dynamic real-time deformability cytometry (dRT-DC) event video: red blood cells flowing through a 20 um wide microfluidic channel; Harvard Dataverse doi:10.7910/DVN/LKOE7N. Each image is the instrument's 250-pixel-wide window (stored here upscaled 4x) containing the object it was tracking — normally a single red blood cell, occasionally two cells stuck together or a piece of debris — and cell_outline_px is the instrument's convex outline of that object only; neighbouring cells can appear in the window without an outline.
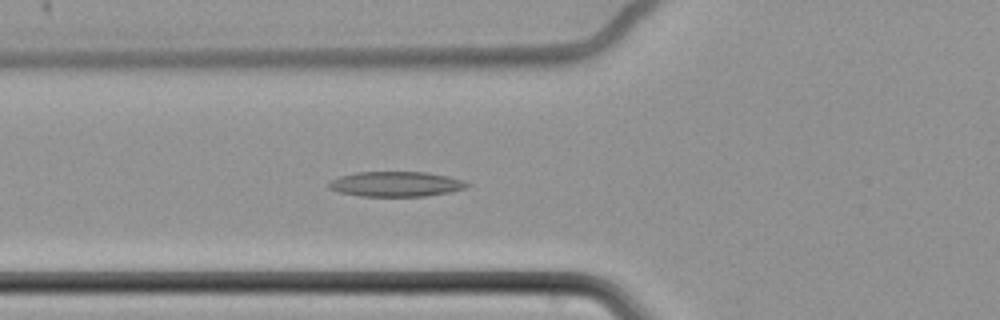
{"species": "common noctule bat (a hibernating species)", "species_latin": "Nyctalus noctula", "temperature_condition": "cold", "stored_images_in_passage": 45, "camera_frame_rate_fps": 3000, "um_per_image_px": 0.085, "animal": {"sex": "female", "body_mass_g": 22.7, "forearm_length_mm": 54.2}, "frame": {"image": 1, "passage_image": 7, "time_ms": 2.0, "image_size_px": [1000, 320], "cell_outline_px": [[472, 184], [468, 188], [452, 192], [424, 196], [360, 196], [340, 192], [328, 188], [328, 184], [332, 180], [340, 176], [356, 172], [424, 172], [448, 176], [464, 180]], "centroid_in_image_um": [33.72, 15.65], "position_along_channel_um": 92.1, "area_um2": 20.29}}
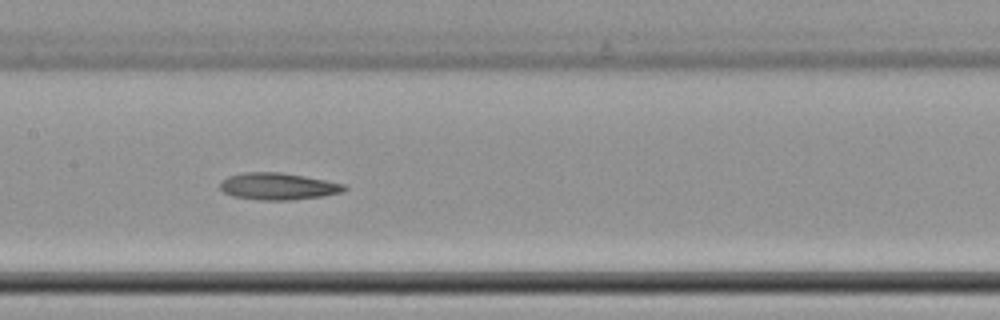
{"frame": {"image": 2, "passage_image": 15, "time_ms": 4.667, "image_size_px": [1000, 320], "cell_outline_px": [[348, 188], [344, 192], [324, 196], [292, 200], [260, 200], [232, 196], [224, 192], [220, 188], [220, 180], [228, 176], [244, 172], [280, 172], [304, 176], [344, 184]], "centroid_in_image_um": [23.63, 15.84], "position_along_channel_um": 183.8, "area_um2": 19.59}}
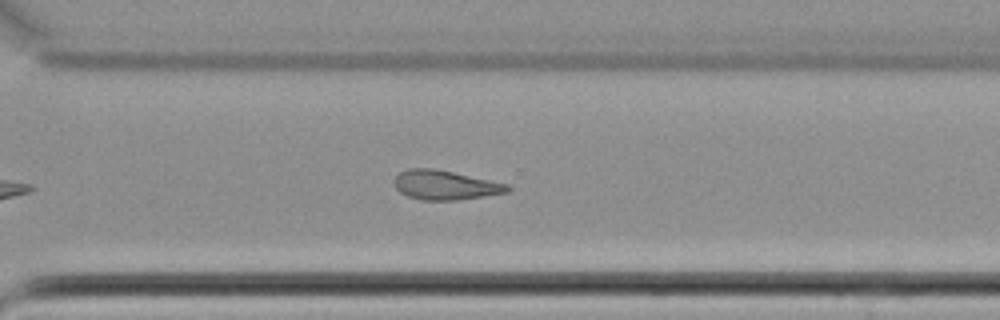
{"frame": {"image": 3, "passage_image": 28, "time_ms": 9.0, "image_size_px": [1000, 320], "cell_outline_px": [[512, 188], [508, 192], [484, 196], [456, 200], [424, 200], [408, 196], [400, 192], [396, 188], [396, 176], [400, 172], [408, 168], [432, 168], [452, 172], [508, 184]], "centroid_in_image_um": [37.85, 15.73], "position_along_channel_um": 332.7, "area_um2": 19.07}}